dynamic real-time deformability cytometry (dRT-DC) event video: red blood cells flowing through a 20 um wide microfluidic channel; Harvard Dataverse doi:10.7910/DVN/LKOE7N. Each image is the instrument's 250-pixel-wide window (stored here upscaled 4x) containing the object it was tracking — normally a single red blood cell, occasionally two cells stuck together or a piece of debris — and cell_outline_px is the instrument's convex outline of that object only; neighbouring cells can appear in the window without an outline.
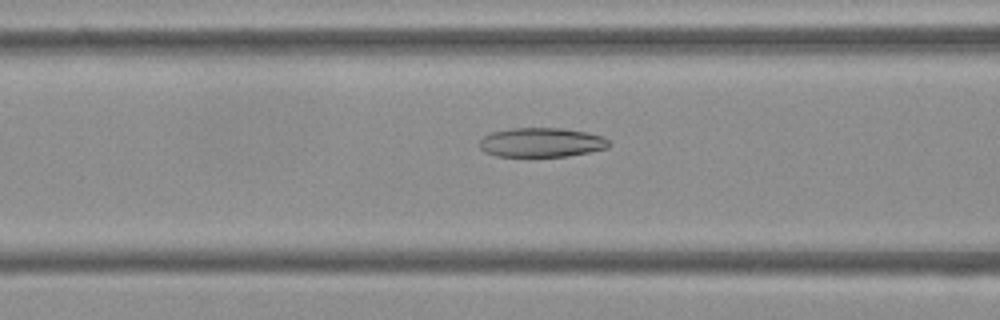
{"species": "Egyptian fruit bat (a non-hibernating species)", "species_latin": "Rousettus aegyptiacus", "temperature_condition": "cold", "stored_images_in_passage": 38, "camera_frame_rate_fps": 3000, "um_per_image_px": 0.085, "frame": {"image": 1, "passage_image": 21, "time_ms": 6.667, "image_size_px": [1000, 320], "cell_outline_px": [[612, 144], [608, 148], [568, 156], [496, 156], [484, 152], [480, 148], [480, 140], [484, 136], [492, 132], [512, 128], [564, 128], [604, 136]], "centroid_in_image_um": [46.04, 12.1], "position_along_channel_um": 120.6, "area_um2": 22.14}}
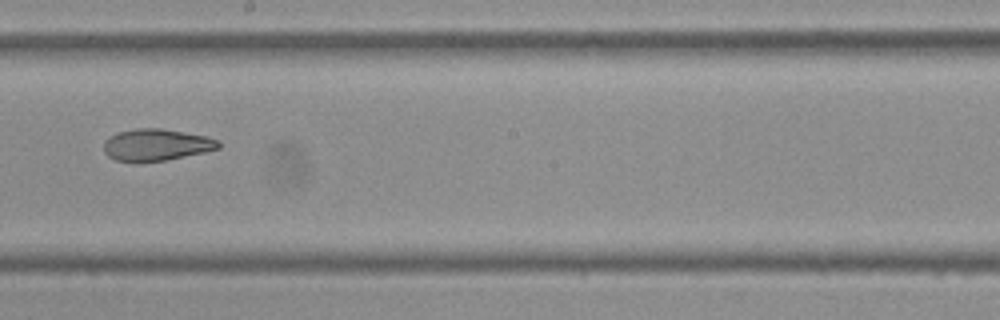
{"frame": {"image": 2, "passage_image": 30, "time_ms": 9.667, "image_size_px": [1000, 320], "cell_outline_px": [[220, 148], [204, 152], [164, 160], [116, 160], [108, 156], [104, 152], [104, 140], [108, 136], [116, 132], [136, 128], [160, 128], [208, 136], [220, 140]], "centroid_in_image_um": [13.29, 12.27], "position_along_channel_um": 234.9, "area_um2": 21.04}}
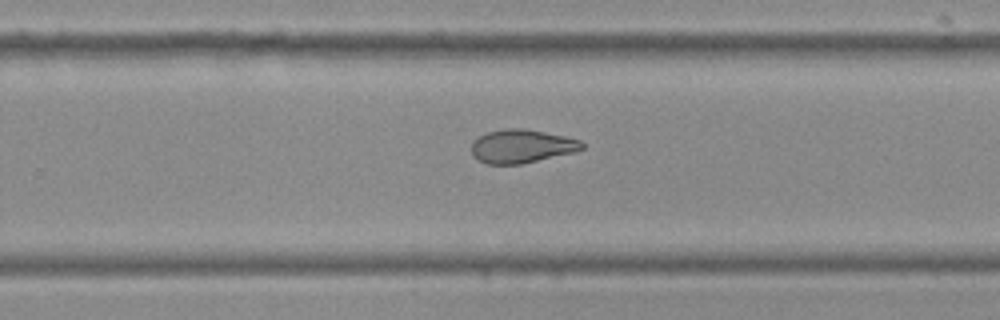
{"frame": {"image": 3, "passage_image": 34, "time_ms": 11.0, "image_size_px": [1000, 320], "cell_outline_px": [[584, 148], [576, 152], [520, 164], [488, 164], [472, 156], [472, 140], [488, 132], [508, 128], [524, 128], [564, 136], [580, 140], [584, 144]], "centroid_in_image_um": [44.35, 12.43], "position_along_channel_um": 285.5, "area_um2": 21.5}}